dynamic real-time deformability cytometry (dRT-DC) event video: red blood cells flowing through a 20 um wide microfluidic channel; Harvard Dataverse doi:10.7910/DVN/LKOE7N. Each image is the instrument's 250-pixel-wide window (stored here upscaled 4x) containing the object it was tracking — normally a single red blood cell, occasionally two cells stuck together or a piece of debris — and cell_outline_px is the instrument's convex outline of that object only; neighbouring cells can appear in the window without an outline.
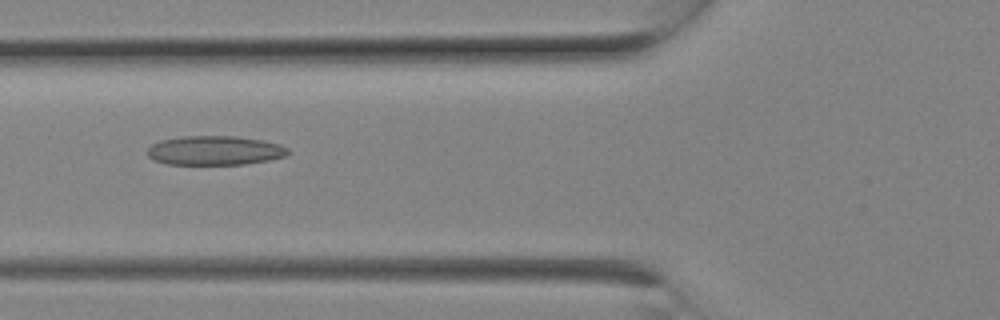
{"species": "Egyptian fruit bat (a non-hibernating species)", "species_latin": "Rousettus aegyptiacus", "temperature_condition": "room temperature", "stored_images_in_passage": 6, "camera_frame_rate_fps": 3000, "um_per_image_px": 0.085, "animal": {"sex": "female"}, "frame": {"image": 1, "passage_image": 5, "time_ms": 1.333, "image_size_px": [1000, 320], "cell_outline_px": [[292, 152], [284, 156], [268, 160], [244, 164], [168, 164], [152, 160], [144, 152], [152, 144], [160, 140], [184, 136], [236, 136], [264, 140], [280, 144], [288, 148]], "centroid_in_image_um": [18.24, 12.78], "position_along_channel_um": 107.6, "area_um2": 24.16}}
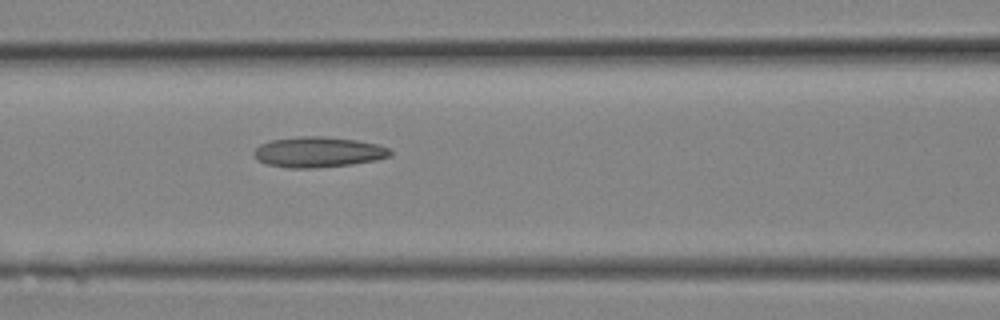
{"frame": {"image": 2, "passage_image": 6, "time_ms": 1.667, "image_size_px": [1000, 320], "cell_outline_px": [[392, 156], [376, 160], [352, 164], [316, 168], [288, 168], [268, 164], [256, 160], [252, 152], [260, 144], [272, 140], [300, 136], [324, 136], [356, 140], [376, 144], [392, 148]], "centroid_in_image_um": [27.06, 12.93], "position_along_channel_um": 139.5, "area_um2": 24.39}}